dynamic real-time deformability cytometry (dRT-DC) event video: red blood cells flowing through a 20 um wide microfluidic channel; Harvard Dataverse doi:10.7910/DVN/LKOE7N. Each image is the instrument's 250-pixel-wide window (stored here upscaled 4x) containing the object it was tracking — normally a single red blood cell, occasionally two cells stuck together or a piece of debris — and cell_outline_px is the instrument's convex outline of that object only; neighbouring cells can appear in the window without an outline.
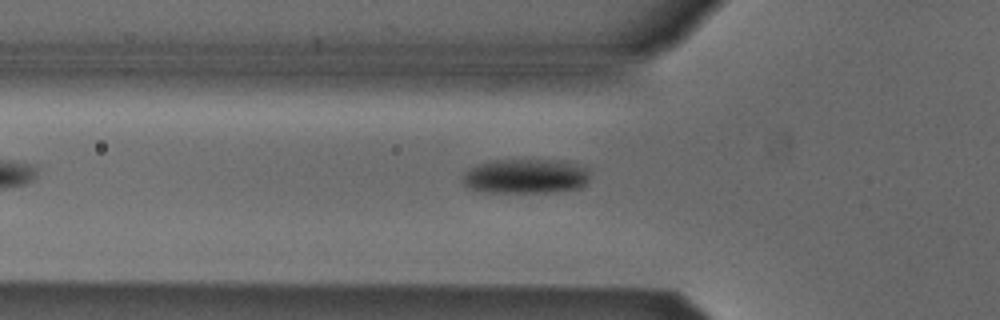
{"species": "Egyptian fruit bat (a non-hibernating species)", "species_latin": "Rousettus aegyptiacus", "temperature_condition": "cold", "stored_images_in_passage": 3, "camera_frame_rate_fps": 3000, "um_per_image_px": 0.085, "animal": {"sex": "male"}, "frame": {"image": 1, "passage_image": 3, "time_ms": 0.667, "image_size_px": [1000, 320], "cell_outline_px": [[588, 180], [584, 184], [576, 188], [552, 192], [484, 192], [468, 188], [460, 180], [472, 168], [480, 164], [496, 160], [552, 160], [588, 168]], "centroid_in_image_um": [44.64, 15.0], "position_along_channel_um": 81.2, "area_um2": 25.09}}